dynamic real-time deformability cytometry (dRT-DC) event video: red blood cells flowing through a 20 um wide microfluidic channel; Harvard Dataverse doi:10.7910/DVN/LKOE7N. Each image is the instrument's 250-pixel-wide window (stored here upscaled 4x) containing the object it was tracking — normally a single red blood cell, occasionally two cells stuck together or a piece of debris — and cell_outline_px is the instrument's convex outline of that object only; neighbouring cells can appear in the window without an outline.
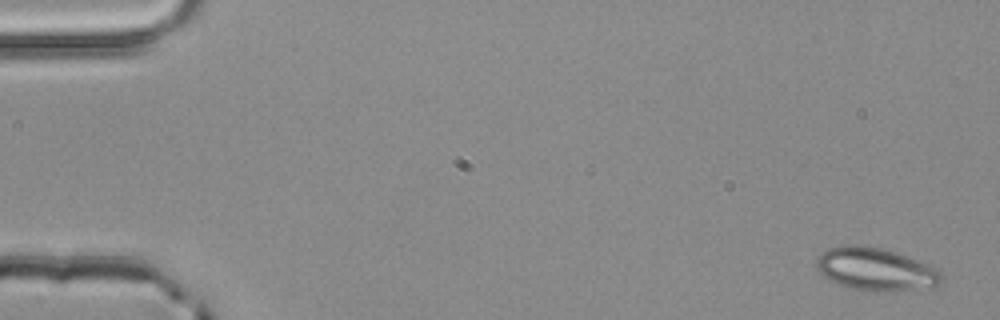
{"species": "common noctule bat (a hibernating species)", "species_latin": "Nyctalus noctula", "temperature_condition": "room temperature", "stored_images_in_passage": 4, "camera_frame_rate_fps": 3000, "um_per_image_px": 0.085, "animal": {"sex": "male", "body_mass_g": 20.4}, "frame": {"image": 1, "passage_image": 1, "time_ms": 0.0, "image_size_px": [1000, 320], "cell_outline_px": [[944, 280], [940, 284], [932, 288], [892, 292], [872, 292], [848, 288], [828, 280], [816, 268], [816, 260], [820, 252], [828, 248], [844, 244], [860, 244], [880, 248], [940, 268], [944, 276]], "centroid_in_image_um": [74.45, 22.91], "position_along_channel_um": 10.5, "area_um2": 32.02}}